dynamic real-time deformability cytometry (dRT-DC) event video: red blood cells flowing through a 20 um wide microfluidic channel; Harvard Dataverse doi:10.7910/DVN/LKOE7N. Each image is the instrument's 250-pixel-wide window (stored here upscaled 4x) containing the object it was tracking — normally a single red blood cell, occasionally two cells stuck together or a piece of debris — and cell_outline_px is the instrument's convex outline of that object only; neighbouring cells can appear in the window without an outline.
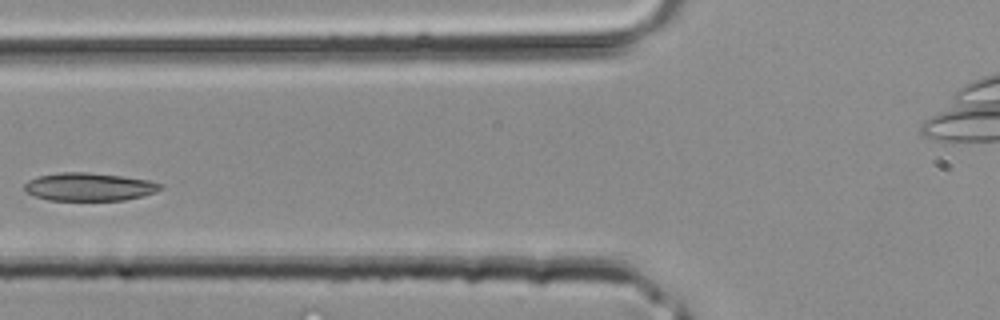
{"species": "common noctule bat (a hibernating species)", "species_latin": "Nyctalus noctula", "temperature_condition": "room temperature", "stored_images_in_passage": 4, "camera_frame_rate_fps": 3000, "um_per_image_px": 0.085, "animal": {"sex": "male", "body_mass_g": 20.4}, "frame": {"image": 1, "passage_image": 4, "time_ms": 1.0, "image_size_px": [1000, 320], "cell_outline_px": [[164, 188], [156, 192], [144, 196], [124, 200], [48, 200], [24, 192], [24, 184], [28, 180], [36, 176], [60, 172], [84, 172], [124, 176], [148, 180], [160, 184]], "centroid_in_image_um": [7.56, 15.88], "position_along_channel_um": 118.2, "area_um2": 22.37}}